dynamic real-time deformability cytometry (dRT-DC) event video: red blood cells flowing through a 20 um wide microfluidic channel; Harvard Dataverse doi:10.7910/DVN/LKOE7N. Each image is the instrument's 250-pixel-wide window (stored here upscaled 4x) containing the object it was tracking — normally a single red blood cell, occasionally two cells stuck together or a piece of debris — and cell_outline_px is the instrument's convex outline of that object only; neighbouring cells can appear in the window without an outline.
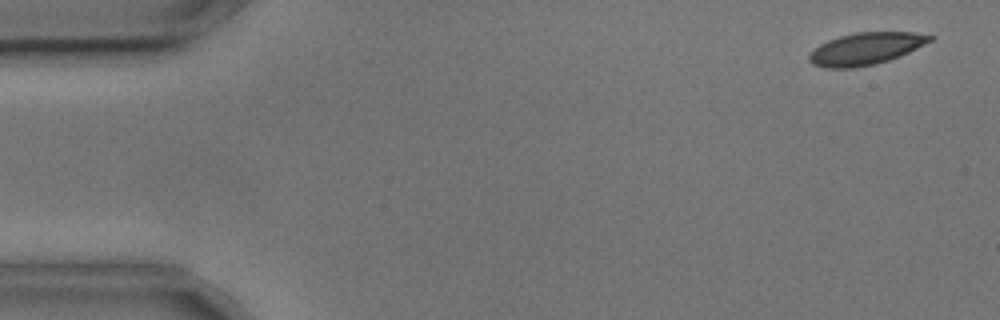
{"species": "common noctule bat (a hibernating species)", "species_latin": "Nyctalus noctula", "temperature_condition": "cold", "stored_images_in_passage": 5, "camera_frame_rate_fps": 3000, "um_per_image_px": 0.085, "animal": {"sex": "male", "body_mass_g": 17.9, "forearm_length_mm": 54.2}, "frame": {"image": 1, "passage_image": 1, "time_ms": 0.0, "image_size_px": [1000, 320], "cell_outline_px": [[936, 36], [932, 40], [900, 56], [876, 64], [852, 68], [824, 68], [812, 64], [808, 60], [808, 56], [812, 48], [828, 40], [840, 36], [856, 32], [912, 32]], "centroid_in_image_um": [73.54, 4.14], "position_along_channel_um": 11.5, "area_um2": 22.66}}
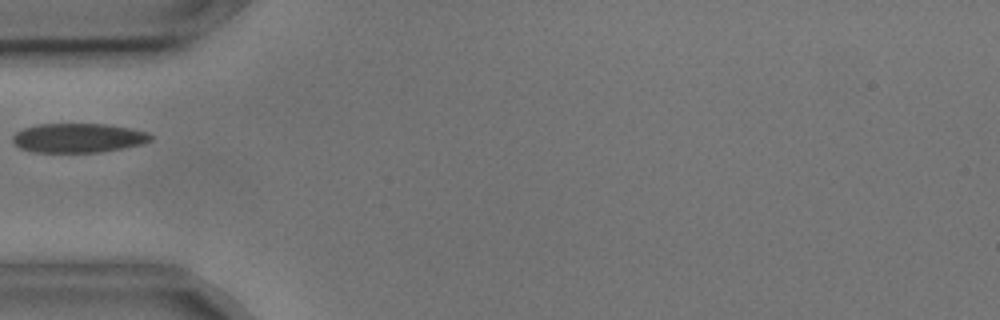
{"frame": {"image": 2, "passage_image": 5, "time_ms": 1.333, "image_size_px": [1000, 320], "cell_outline_px": [[152, 140], [140, 144], [124, 148], [100, 152], [32, 152], [20, 148], [12, 144], [12, 136], [16, 132], [24, 128], [36, 124], [104, 124], [132, 128], [148, 132], [152, 136]], "centroid_in_image_um": [6.63, 11.72], "position_along_channel_um": 78.4, "area_um2": 23.7}}